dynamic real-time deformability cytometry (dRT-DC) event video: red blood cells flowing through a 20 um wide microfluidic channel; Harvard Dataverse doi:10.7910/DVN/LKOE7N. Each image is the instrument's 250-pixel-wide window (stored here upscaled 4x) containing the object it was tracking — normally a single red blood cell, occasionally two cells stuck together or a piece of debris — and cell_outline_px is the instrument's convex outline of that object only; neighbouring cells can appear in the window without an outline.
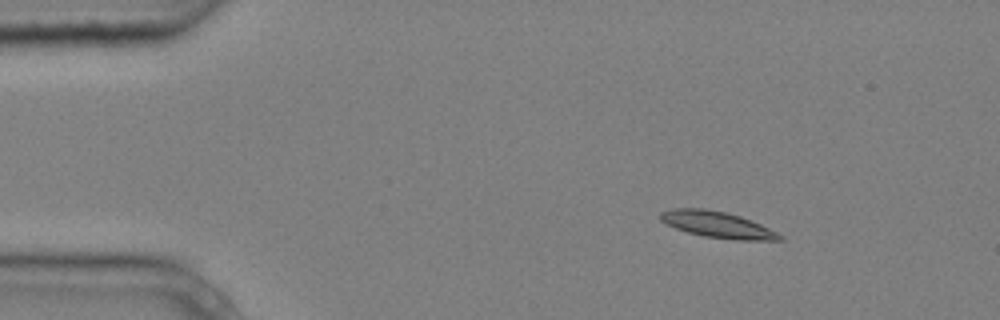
{"species": "common noctule bat (a hibernating species)", "species_latin": "Nyctalus noctula", "temperature_condition": "cold", "stored_images_in_passage": 4, "camera_frame_rate_fps": 3000, "um_per_image_px": 0.085, "animal": {"sex": "male", "body_mass_g": 20.4}, "frame": {"image": 1, "passage_image": 2, "time_ms": 0.333, "image_size_px": [1000, 320], "cell_outline_px": [[784, 240], [736, 240], [704, 236], [688, 232], [676, 228], [660, 220], [660, 212], [672, 208], [704, 208], [724, 212], [740, 216], [760, 224], [784, 236]], "centroid_in_image_um": [60.98, 19.09], "position_along_channel_um": 24.0, "area_um2": 18.09}}